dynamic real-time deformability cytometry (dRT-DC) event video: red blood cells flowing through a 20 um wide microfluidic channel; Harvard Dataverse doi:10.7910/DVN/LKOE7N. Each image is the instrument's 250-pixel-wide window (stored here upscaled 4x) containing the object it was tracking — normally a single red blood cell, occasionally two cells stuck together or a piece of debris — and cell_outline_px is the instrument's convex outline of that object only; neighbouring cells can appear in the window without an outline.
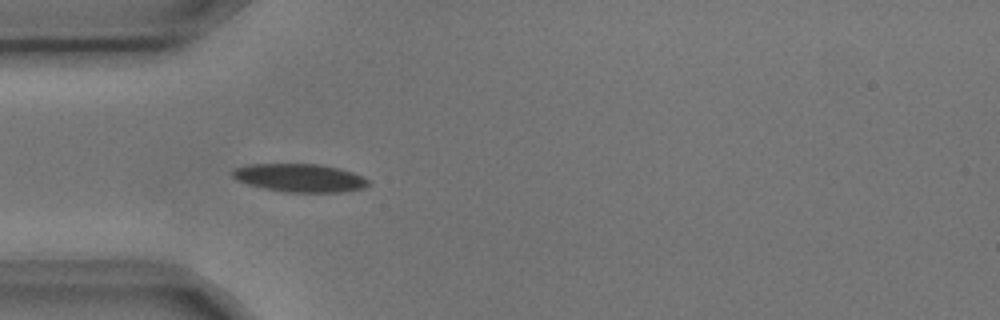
{"species": "common noctule bat (a hibernating species)", "species_latin": "Nyctalus noctula", "temperature_condition": "cold", "stored_images_in_passage": 5, "camera_frame_rate_fps": 3000, "um_per_image_px": 0.085, "animal": {"sex": "male", "body_mass_g": 17.9, "forearm_length_mm": 54.2}, "frame": {"image": 1, "passage_image": 4, "time_ms": 1.0, "image_size_px": [1000, 320], "cell_outline_px": [[368, 184], [364, 188], [340, 192], [284, 192], [264, 188], [248, 184], [236, 180], [232, 176], [232, 172], [236, 168], [248, 164], [320, 164], [340, 168], [364, 176], [368, 180]], "centroid_in_image_um": [25.49, 15.11], "position_along_channel_um": 59.5, "area_um2": 22.31}}